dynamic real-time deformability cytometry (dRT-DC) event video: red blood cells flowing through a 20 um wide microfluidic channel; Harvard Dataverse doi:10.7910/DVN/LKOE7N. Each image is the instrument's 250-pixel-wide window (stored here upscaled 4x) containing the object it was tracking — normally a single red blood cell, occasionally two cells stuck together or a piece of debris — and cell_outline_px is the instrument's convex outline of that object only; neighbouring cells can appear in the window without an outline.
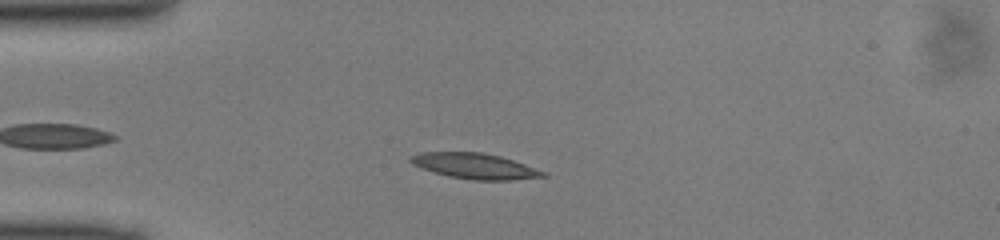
{"species": "common noctule bat (a hibernating species)", "species_latin": "Nyctalus noctula", "temperature_condition": "cold", "stored_images_in_passage": 37, "camera_frame_rate_fps": 3000, "um_per_image_px": 0.085, "animal": {"sex": "male", "body_mass_g": 13.0, "forearm_length_mm": 53.1}, "frame": {"image": 1, "passage_image": 8, "time_ms": 2.333, "image_size_px": [1000, 240], "cell_outline_px": [[548, 176], [512, 180], [472, 180], [448, 176], [432, 172], [412, 164], [408, 160], [408, 156], [420, 152], [484, 152], [500, 156], [548, 172]], "centroid_in_image_um": [40.34, 14.11], "position_along_channel_um": 44.7, "area_um2": 19.94}}
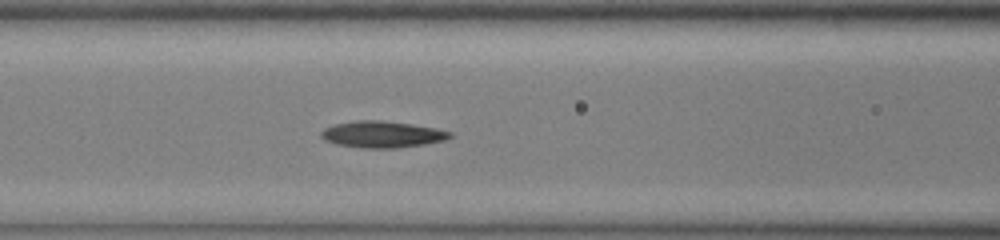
{"frame": {"image": 2, "passage_image": 16, "time_ms": 5.0, "image_size_px": [1000, 240], "cell_outline_px": [[452, 136], [444, 140], [424, 144], [396, 148], [364, 148], [336, 144], [324, 140], [320, 136], [320, 132], [324, 128], [336, 124], [356, 120], [380, 120], [412, 124], [436, 128], [452, 132]], "centroid_in_image_um": [32.46, 11.42], "position_along_channel_um": 134.1, "area_um2": 19.88}}
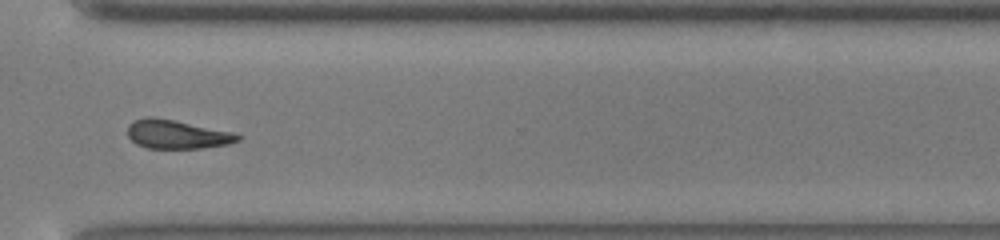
{"frame": {"image": 3, "passage_image": 32, "time_ms": 10.333, "image_size_px": [1000, 240], "cell_outline_px": [[240, 140], [228, 144], [204, 148], [148, 148], [136, 144], [128, 136], [128, 124], [144, 116], [156, 116], [176, 120], [232, 132], [240, 136]], "centroid_in_image_um": [15.01, 11.4], "position_along_channel_um": 355.6, "area_um2": 18.55}}